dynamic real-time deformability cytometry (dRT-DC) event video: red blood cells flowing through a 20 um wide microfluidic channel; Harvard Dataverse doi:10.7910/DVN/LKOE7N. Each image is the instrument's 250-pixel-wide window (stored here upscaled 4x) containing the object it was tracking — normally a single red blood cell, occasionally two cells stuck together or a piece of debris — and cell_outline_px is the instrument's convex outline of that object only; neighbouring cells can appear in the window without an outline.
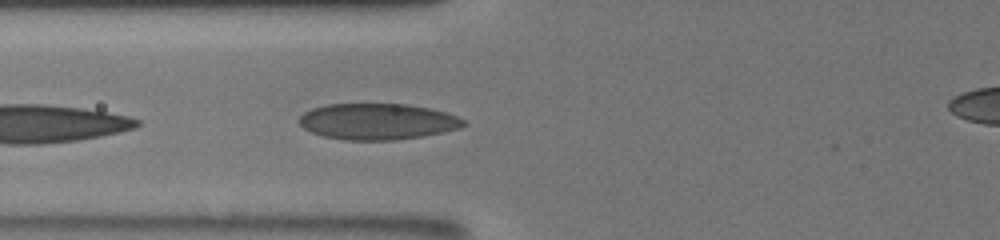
{"species": "human", "species_latin": "Homo sapiens", "temperature_condition": "room temperature", "stored_images_in_passage": 6, "camera_frame_rate_fps": 3000, "um_per_image_px": 0.085, "donor": {"sex": "male"}, "frame": {"image": 1, "passage_image": 3, "time_ms": 0.667, "image_size_px": [1000, 240], "cell_outline_px": [[464, 124], [460, 128], [424, 136], [396, 140], [344, 140], [324, 136], [312, 132], [304, 128], [300, 124], [300, 116], [304, 112], [312, 108], [328, 104], [408, 104], [428, 108], [444, 112], [456, 116], [464, 120]], "centroid_in_image_um": [32.07, 10.33], "position_along_channel_um": 93.7, "area_um2": 34.45}}